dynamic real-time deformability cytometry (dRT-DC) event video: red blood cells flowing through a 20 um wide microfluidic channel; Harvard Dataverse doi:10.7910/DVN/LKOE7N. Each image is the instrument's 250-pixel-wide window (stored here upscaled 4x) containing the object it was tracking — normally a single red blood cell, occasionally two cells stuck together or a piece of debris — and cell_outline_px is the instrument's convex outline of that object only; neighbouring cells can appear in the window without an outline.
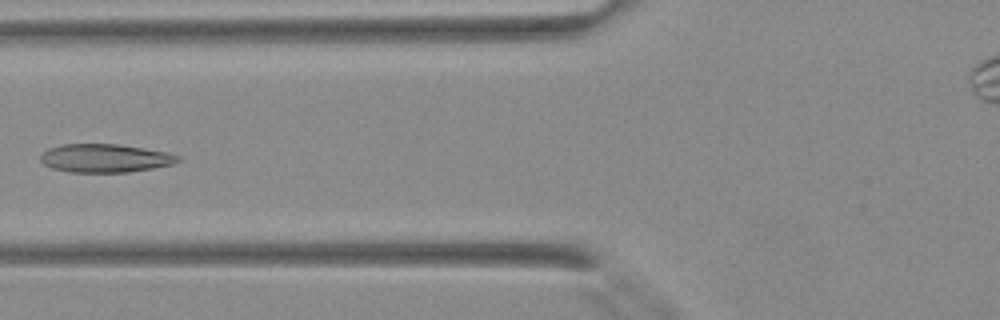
{"species": "Egyptian fruit bat (a non-hibernating species)", "species_latin": "Rousettus aegyptiacus", "temperature_condition": "warm", "stored_images_in_passage": 42, "camera_frame_rate_fps": 3000, "um_per_image_px": 0.085, "animal": {"sex": "female"}, "frame": {"image": 1, "passage_image": 17, "time_ms": 5.333, "image_size_px": [1000, 320], "cell_outline_px": [[180, 160], [172, 164], [152, 168], [128, 172], [68, 172], [52, 168], [44, 164], [40, 160], [40, 156], [48, 148], [64, 144], [120, 144], [168, 152], [180, 156]], "centroid_in_image_um": [8.93, 13.44], "position_along_channel_um": 116.9, "area_um2": 22.72}}
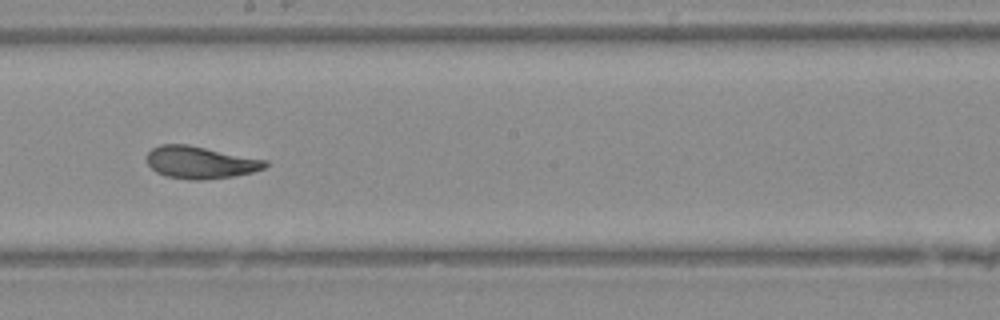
{"frame": {"image": 2, "passage_image": 24, "time_ms": 7.667, "image_size_px": [1000, 320], "cell_outline_px": [[268, 164], [264, 168], [252, 172], [232, 176], [204, 180], [192, 180], [164, 176], [156, 172], [148, 164], [148, 152], [152, 148], [160, 144], [188, 144], [268, 160]], "centroid_in_image_um": [17.03, 13.8], "position_along_channel_um": 231.2, "area_um2": 22.31}}
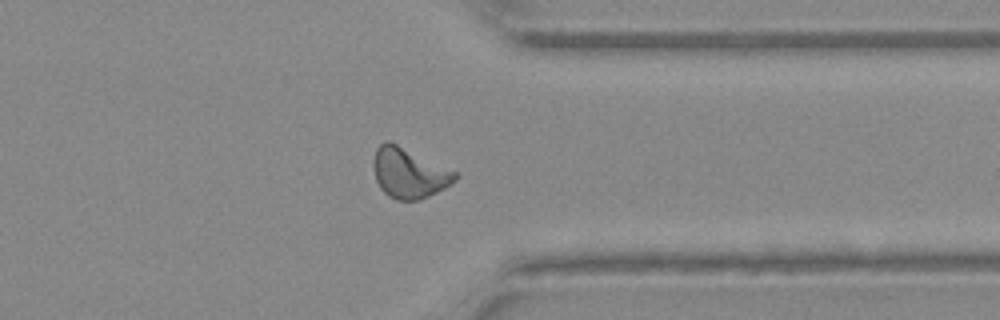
{"frame": {"image": 3, "passage_image": 33, "time_ms": 10.667, "image_size_px": [1000, 320], "cell_outline_px": [[460, 176], [456, 180], [444, 188], [420, 200], [396, 200], [388, 196], [380, 188], [376, 180], [372, 164], [376, 148], [380, 144], [388, 140], [460, 172]], "centroid_in_image_um": [34.79, 14.7], "position_along_channel_um": 376.6, "area_um2": 24.16}}